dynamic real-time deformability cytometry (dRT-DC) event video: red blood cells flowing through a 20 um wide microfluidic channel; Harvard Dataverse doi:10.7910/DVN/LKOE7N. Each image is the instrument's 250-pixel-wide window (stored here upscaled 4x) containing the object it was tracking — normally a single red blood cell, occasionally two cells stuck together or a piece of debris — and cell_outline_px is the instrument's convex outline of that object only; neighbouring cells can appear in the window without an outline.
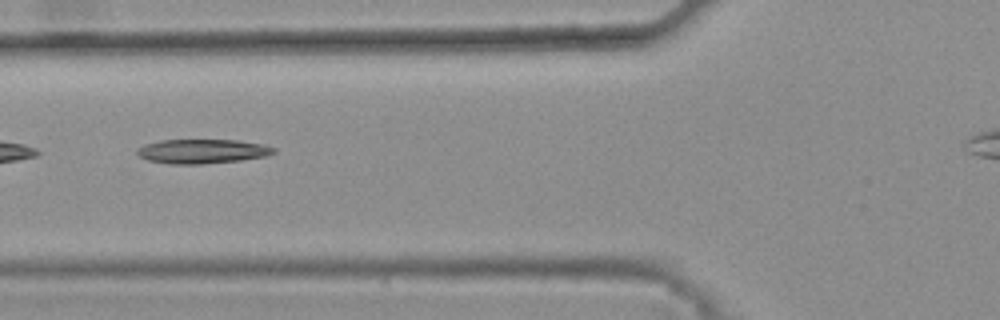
{"species": "common noctule bat (a hibernating species)", "species_latin": "Nyctalus noctula", "temperature_condition": "warm", "stored_images_in_passage": 9, "camera_frame_rate_fps": 3000, "um_per_image_px": 0.085, "animal": {"sex": "female", "body_mass_g": 25.1}, "frame": {"image": 1, "passage_image": 4, "time_ms": 1.0, "image_size_px": [1000, 320], "cell_outline_px": [[276, 152], [264, 156], [240, 160], [200, 164], [172, 164], [148, 160], [140, 156], [136, 152], [144, 144], [160, 140], [236, 140], [264, 144], [276, 148]], "centroid_in_image_um": [17.21, 12.85], "position_along_channel_um": 108.6, "area_um2": 19.19}}
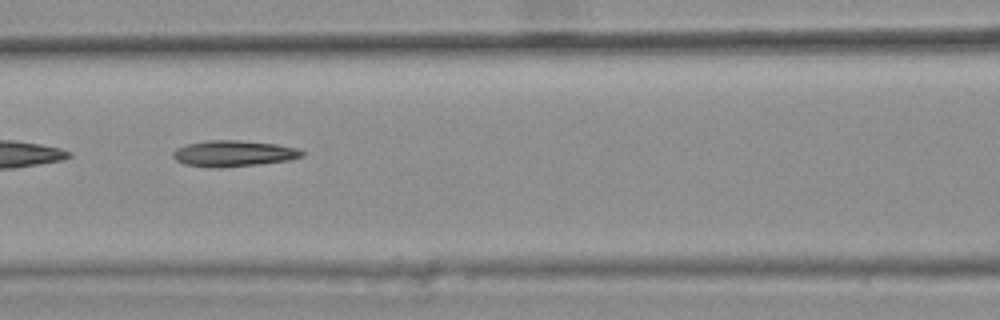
{"frame": {"image": 2, "passage_image": 7, "time_ms": 2.0, "image_size_px": [1000, 320], "cell_outline_px": [[304, 156], [288, 160], [256, 164], [220, 168], [208, 168], [184, 164], [176, 160], [172, 156], [172, 152], [176, 148], [188, 144], [208, 140], [240, 140], [276, 144], [300, 148], [304, 152]], "centroid_in_image_um": [19.84, 13.05], "position_along_channel_um": 146.8, "area_um2": 19.71}}